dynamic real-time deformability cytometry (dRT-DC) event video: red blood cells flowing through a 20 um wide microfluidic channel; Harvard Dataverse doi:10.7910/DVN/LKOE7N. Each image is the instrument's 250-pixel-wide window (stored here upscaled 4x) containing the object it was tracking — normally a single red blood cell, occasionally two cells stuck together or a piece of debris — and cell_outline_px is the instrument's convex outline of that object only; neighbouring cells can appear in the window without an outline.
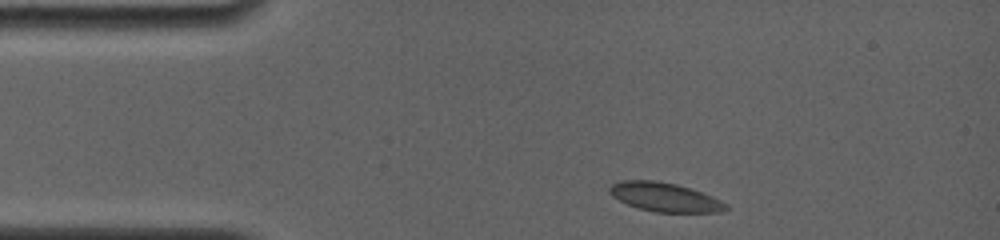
{"species": "common noctule bat (a hibernating species)", "species_latin": "Nyctalus noctula", "temperature_condition": "room temperature", "stored_images_in_passage": 6, "camera_frame_rate_fps": 4000, "um_per_image_px": 0.085, "animal": {"sex": "female", "body_mass_g": 19.0, "forearm_length_mm": 56.7}, "frame": {"image": 1, "passage_image": 1, "time_ms": 0.0, "image_size_px": [1000, 240], "cell_outline_px": [[728, 208], [720, 212], [656, 212], [640, 208], [628, 204], [612, 196], [608, 192], [608, 188], [612, 184], [620, 180], [656, 180], [676, 184], [692, 188], [712, 196], [728, 204]], "centroid_in_image_um": [56.51, 16.74], "position_along_channel_um": 28.5, "area_um2": 19.65}}
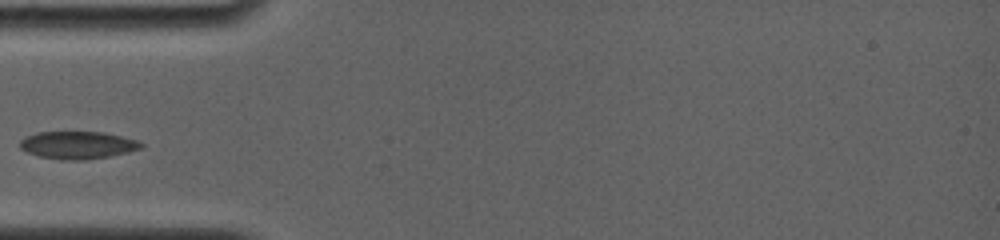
{"frame": {"image": 2, "passage_image": 5, "time_ms": 2.5, "image_size_px": [1000, 240], "cell_outline_px": [[144, 144], [140, 148], [128, 152], [108, 156], [84, 160], [60, 160], [40, 156], [28, 152], [20, 148], [20, 140], [24, 136], [36, 132], [104, 132], [136, 140]], "centroid_in_image_um": [6.56, 12.33], "position_along_channel_um": 78.4, "area_um2": 19.36}}